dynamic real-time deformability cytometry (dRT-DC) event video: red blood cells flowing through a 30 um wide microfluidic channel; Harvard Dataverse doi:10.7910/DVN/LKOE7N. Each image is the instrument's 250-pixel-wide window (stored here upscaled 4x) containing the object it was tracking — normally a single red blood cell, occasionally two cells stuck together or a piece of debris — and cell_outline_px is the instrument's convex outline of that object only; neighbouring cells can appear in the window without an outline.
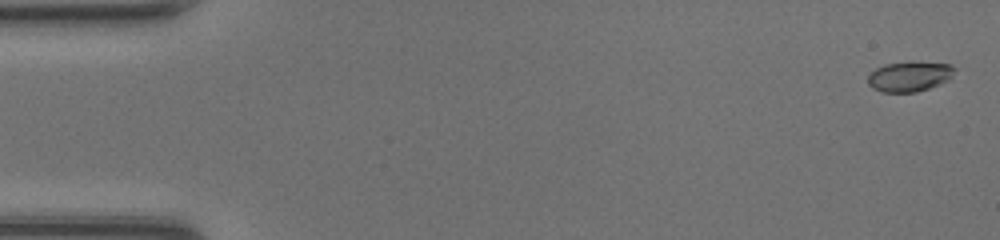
{"species": "common noctule bat (a hibernating species)", "species_latin": "Nyctalus noctula", "temperature_condition": "room temperature", "stored_images_in_passage": 48, "camera_frame_rate_fps": 3000, "um_per_image_px": 0.085, "animal": {"sex": "female", "body_mass_g": 20.0, "forearm_length_mm": 54.0}, "frame": {"image": 1, "passage_image": 2, "time_ms": 0.333, "image_size_px": [1000, 240], "cell_outline_px": [[956, 68], [948, 80], [940, 84], [916, 92], [880, 92], [872, 88], [868, 84], [868, 76], [876, 68], [884, 64], [952, 64]], "centroid_in_image_um": [77.27, 6.55], "position_along_channel_um": 7.7, "area_um2": 14.57}}
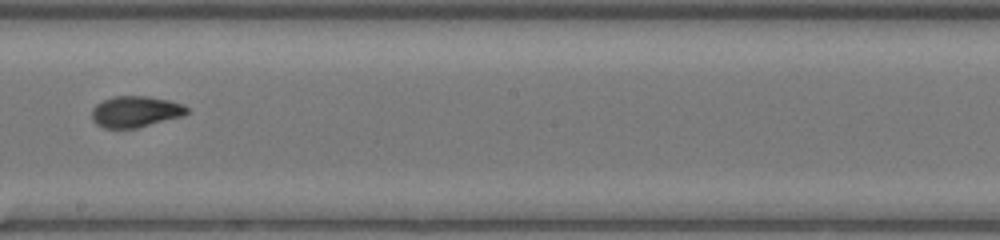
{"frame": {"image": 2, "passage_image": 28, "time_ms": 9.0, "image_size_px": [1000, 240], "cell_outline_px": [[188, 112], [184, 116], [136, 128], [104, 128], [96, 124], [92, 120], [92, 108], [96, 104], [112, 96], [148, 96], [168, 100], [184, 104], [188, 108]], "centroid_in_image_um": [11.52, 9.49], "position_along_channel_um": 236.7, "area_um2": 17.4}}
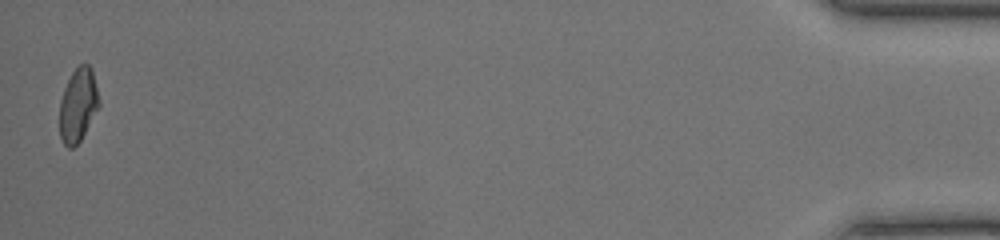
{"frame": {"image": 3, "passage_image": 48, "time_ms": 15.667, "image_size_px": [1000, 240], "cell_outline_px": [[100, 104], [80, 140], [72, 148], [68, 148], [64, 144], [60, 136], [60, 100], [64, 88], [72, 72], [80, 64], [88, 64], [92, 68], [100, 100]], "centroid_in_image_um": [6.64, 8.9], "position_along_channel_um": 428.6, "area_um2": 16.76}, "authors_computed_cell_mechanics": {"area_um2": 16.9643, "velocity_mm_per_s": 4.3596, "shape_relaxation_time_tau1_ms": 3.867, "shape_relaxation_time_tau2_ms": 1.1667, "deformation_change_tau1": 0.1488, "deformation_change_tau2": 0.0584}}